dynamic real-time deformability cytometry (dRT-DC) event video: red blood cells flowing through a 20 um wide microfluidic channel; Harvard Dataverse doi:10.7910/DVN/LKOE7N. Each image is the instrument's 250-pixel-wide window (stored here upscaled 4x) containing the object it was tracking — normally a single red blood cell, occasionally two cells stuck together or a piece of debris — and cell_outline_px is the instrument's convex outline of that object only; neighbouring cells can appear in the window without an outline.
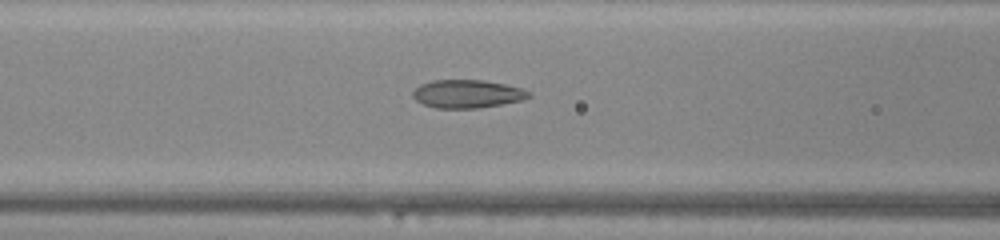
{"species": "common noctule bat (a hibernating species)", "species_latin": "Nyctalus noctula", "temperature_condition": "warm", "stored_images_in_passage": 27, "camera_frame_rate_fps": 3000, "um_per_image_px": 0.085, "animal": {"sex": "male", "body_mass_g": 20.0, "forearm_length_mm": 53.3}, "frame": {"image": 1, "passage_image": 8, "time_ms": 2.333, "image_size_px": [1000, 240], "cell_outline_px": [[532, 96], [524, 100], [476, 108], [436, 108], [424, 104], [416, 100], [412, 96], [412, 92], [420, 84], [432, 80], [484, 80], [524, 88], [532, 92]], "centroid_in_image_um": [39.75, 7.97], "position_along_channel_um": 126.8, "area_um2": 19.13}}
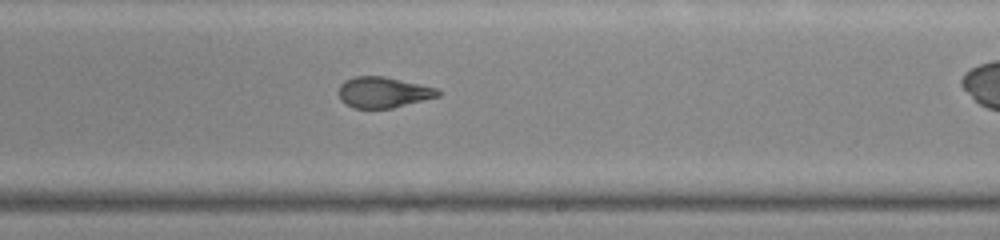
{"frame": {"image": 2, "passage_image": 17, "time_ms": 5.333, "image_size_px": [1000, 240], "cell_outline_px": [[440, 96], [392, 108], [352, 108], [340, 100], [340, 84], [344, 80], [356, 76], [384, 76], [420, 84], [436, 88], [440, 92]], "centroid_in_image_um": [32.57, 7.85], "position_along_channel_um": 256.4, "area_um2": 17.74}}
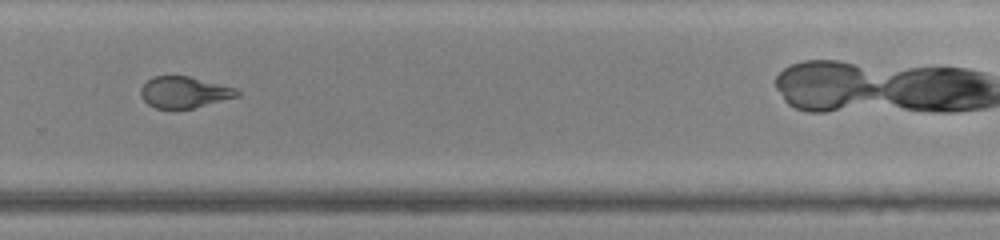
{"frame": {"image": 3, "passage_image": 21, "time_ms": 6.667, "image_size_px": [1000, 240], "cell_outline_px": [[240, 96], [176, 112], [156, 108], [148, 104], [144, 100], [140, 92], [140, 88], [152, 76], [188, 76], [236, 88], [240, 92]], "centroid_in_image_um": [15.64, 7.87], "position_along_channel_um": 314.2, "area_um2": 17.92}}